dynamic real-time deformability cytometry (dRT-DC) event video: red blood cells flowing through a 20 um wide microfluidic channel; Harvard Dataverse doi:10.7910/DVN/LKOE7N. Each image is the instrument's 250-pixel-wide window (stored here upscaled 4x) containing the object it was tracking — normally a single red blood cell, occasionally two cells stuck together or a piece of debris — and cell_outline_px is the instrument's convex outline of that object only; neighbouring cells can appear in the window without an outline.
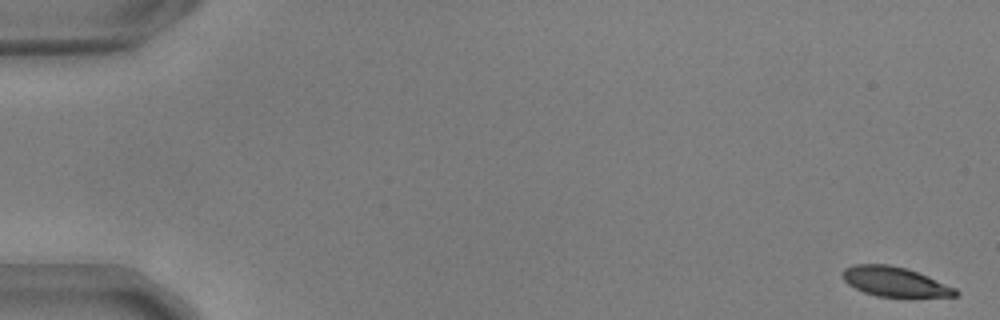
{"species": "common noctule bat (a hibernating species)", "species_latin": "Nyctalus noctula", "temperature_condition": "warm", "stored_images_in_passage": 55, "camera_frame_rate_fps": 3000, "um_per_image_px": 0.085, "animal": {"sex": "male", "body_mass_g": 17.9, "forearm_length_mm": 54.2}, "frame": {"image": 1, "passage_image": 1, "time_ms": 0.0, "image_size_px": [1000, 320], "cell_outline_px": [[960, 292], [956, 296], [908, 300], [876, 296], [864, 292], [848, 284], [840, 276], [840, 272], [844, 268], [852, 264], [888, 264], [904, 268], [928, 276], [956, 288]], "centroid_in_image_um": [76.09, 24.0], "position_along_channel_um": 8.9, "area_um2": 20.52}}
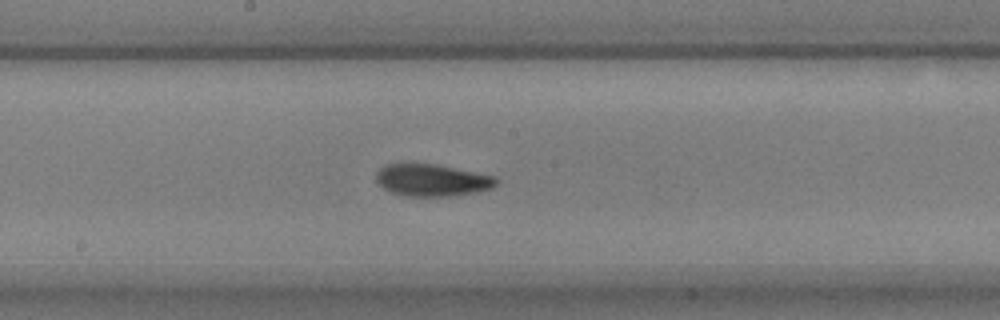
{"frame": {"image": 2, "passage_image": 30, "time_ms": 9.667, "image_size_px": [1000, 320], "cell_outline_px": [[500, 184], [492, 188], [476, 192], [448, 196], [408, 196], [392, 192], [384, 188], [376, 180], [376, 172], [384, 164], [436, 164], [496, 176], [500, 180]], "centroid_in_image_um": [36.78, 15.31], "position_along_channel_um": 211.4, "area_um2": 22.48}}
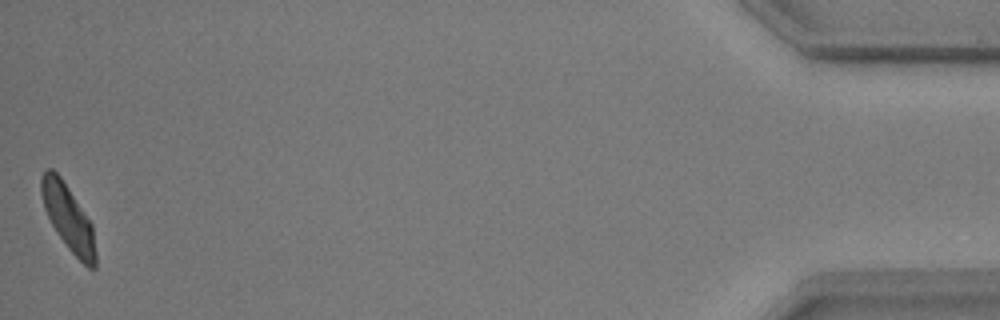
{"frame": {"image": 3, "passage_image": 55, "time_ms": 18.0, "image_size_px": [1000, 320], "cell_outline_px": [[96, 268], [88, 268], [68, 248], [56, 232], [44, 208], [40, 192], [40, 176], [48, 168], [52, 168], [60, 176], [92, 224], [96, 252]], "centroid_in_image_um": [5.79, 18.51], "position_along_channel_um": 429.4, "area_um2": 20.58}, "authors_computed_cell_mechanics": {"area_um2": 21.386, "velocity_mm_per_s": 3.6659, "shape_relaxation_time_tau1_ms": 4.0918, "shape_relaxation_time_tau2_ms": 3.0208, "deformation_change_tau1": 0.1365, "deformation_change_tau2": 0.087}}